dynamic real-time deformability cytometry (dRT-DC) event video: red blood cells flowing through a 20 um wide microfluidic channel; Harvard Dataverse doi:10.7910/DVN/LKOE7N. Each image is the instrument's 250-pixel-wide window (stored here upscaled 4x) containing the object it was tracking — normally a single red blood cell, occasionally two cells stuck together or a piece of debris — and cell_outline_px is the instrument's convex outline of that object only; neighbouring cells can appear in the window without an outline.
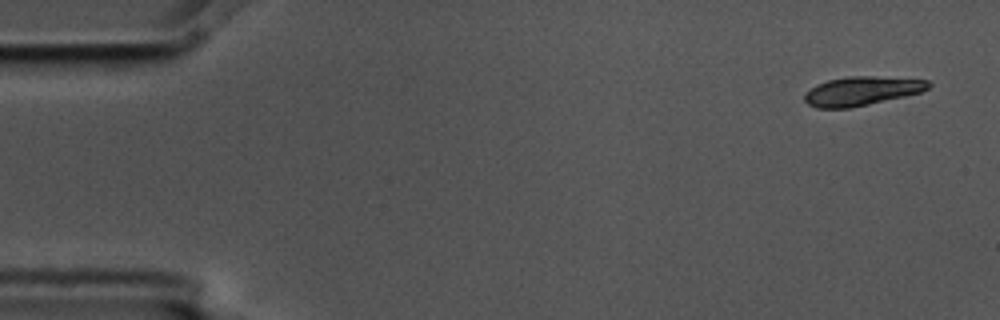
{"species": "common noctule bat (a hibernating species)", "species_latin": "Nyctalus noctula", "temperature_condition": "cold", "stored_images_in_passage": 5, "camera_frame_rate_fps": 3000, "um_per_image_px": 0.085, "animal": {"sex": "male", "body_mass_g": 17.5, "forearm_length_mm": 52.3}, "frame": {"image": 1, "passage_image": 1, "time_ms": 0.0, "image_size_px": [1000, 320], "cell_outline_px": [[932, 84], [928, 88], [920, 92], [904, 96], [868, 104], [848, 108], [816, 108], [808, 104], [804, 100], [804, 96], [816, 84], [828, 80], [848, 76], [872, 76], [928, 80]], "centroid_in_image_um": [73.23, 7.73], "position_along_channel_um": 11.8, "area_um2": 20.63}}